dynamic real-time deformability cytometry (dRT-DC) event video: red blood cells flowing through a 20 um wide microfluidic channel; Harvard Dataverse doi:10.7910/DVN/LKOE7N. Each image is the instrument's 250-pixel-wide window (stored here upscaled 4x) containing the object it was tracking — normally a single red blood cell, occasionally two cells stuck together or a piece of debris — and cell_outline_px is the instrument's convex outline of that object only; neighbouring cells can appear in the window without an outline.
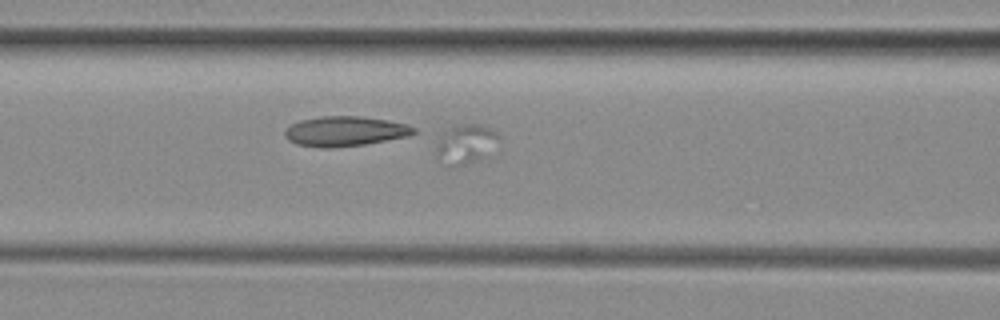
{"species": "common noctule bat (a hibernating species)", "species_latin": "Nyctalus noctula", "temperature_condition": "room temperature", "stored_images_in_passage": 12, "camera_frame_rate_fps": 3000, "um_per_image_px": 0.085, "animal": {"sex": "female", "body_mass_g": 29.2, "forearm_length_mm": 56.3}, "frame": {"image": 1, "passage_image": 8, "time_ms": 2.333, "image_size_px": [1000, 320], "cell_outline_px": [[496, 136], [480, 156], [464, 164], [452, 168], [436, 156], [436, 148], [440, 132], [448, 128], [464, 124], [476, 124], [488, 128], [496, 132]], "centroid_in_image_um": [39.38, 12.21], "position_along_channel_um": 127.2, "area_um2": 13.18}}